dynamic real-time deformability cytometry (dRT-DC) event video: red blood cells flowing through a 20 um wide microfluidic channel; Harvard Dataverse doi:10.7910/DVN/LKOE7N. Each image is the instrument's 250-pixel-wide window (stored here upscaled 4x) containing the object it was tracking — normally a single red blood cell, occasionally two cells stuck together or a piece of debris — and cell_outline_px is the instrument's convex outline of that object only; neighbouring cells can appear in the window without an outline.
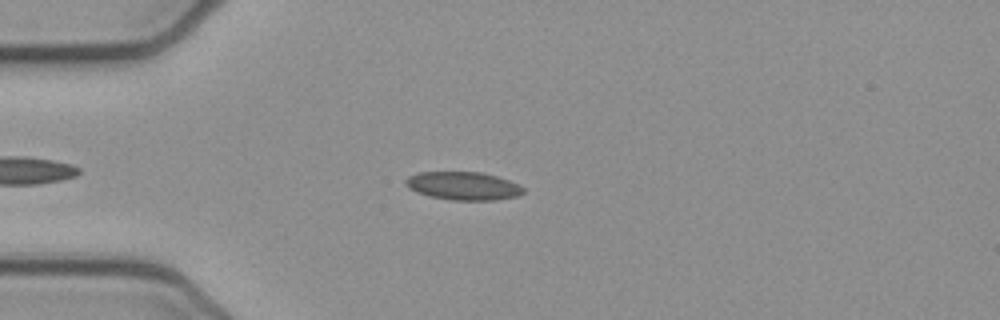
{"species": "common noctule bat (a hibernating species)", "species_latin": "Nyctalus noctula", "temperature_condition": "cold", "stored_images_in_passage": 44, "camera_frame_rate_fps": 3000, "um_per_image_px": 0.085, "animal": {"sex": "female", "body_mass_g": 21.9}, "frame": {"image": 1, "passage_image": 9, "time_ms": 2.667, "image_size_px": [1000, 320], "cell_outline_px": [[524, 192], [516, 196], [496, 200], [452, 200], [432, 196], [416, 192], [408, 188], [404, 184], [404, 180], [408, 176], [416, 172], [480, 172], [496, 176], [508, 180], [524, 188]], "centroid_in_image_um": [39.32, 15.79], "position_along_channel_um": 45.7, "area_um2": 19.25}}
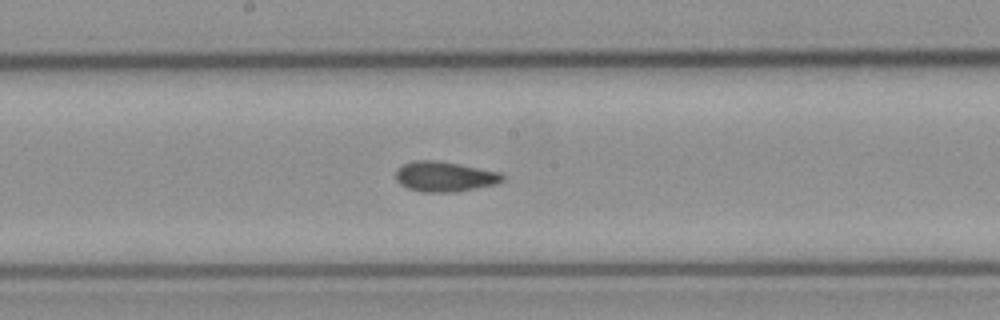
{"frame": {"image": 2, "passage_image": 23, "time_ms": 7.333, "image_size_px": [1000, 320], "cell_outline_px": [[504, 180], [496, 184], [456, 192], [420, 192], [408, 188], [400, 184], [396, 180], [396, 168], [400, 164], [412, 160], [436, 160], [500, 172], [504, 176]], "centroid_in_image_um": [37.74, 15.0], "position_along_channel_um": 210.5, "area_um2": 18.9}}
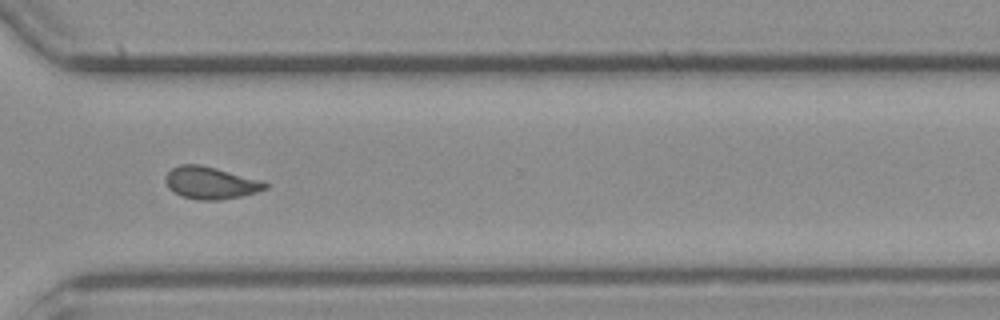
{"frame": {"image": 3, "passage_image": 34, "time_ms": 11.0, "image_size_px": [1000, 320], "cell_outline_px": [[268, 188], [256, 192], [240, 196], [220, 200], [196, 200], [180, 196], [172, 192], [168, 188], [164, 180], [168, 172], [172, 168], [180, 164], [200, 164], [216, 168], [260, 180], [268, 184]], "centroid_in_image_um": [17.85, 15.55], "position_along_channel_um": 352.8, "area_um2": 18.79}, "authors_computed_cell_mechanics": {"area_um2": 18.3804, "velocity_mm_per_s": 3.8931, "shape_relaxation_time_tau1_ms": null, "shape_relaxation_time_tau2_ms": 1.692, "deformation_change_tau1": null, "deformation_change_tau2": 0.0631}}